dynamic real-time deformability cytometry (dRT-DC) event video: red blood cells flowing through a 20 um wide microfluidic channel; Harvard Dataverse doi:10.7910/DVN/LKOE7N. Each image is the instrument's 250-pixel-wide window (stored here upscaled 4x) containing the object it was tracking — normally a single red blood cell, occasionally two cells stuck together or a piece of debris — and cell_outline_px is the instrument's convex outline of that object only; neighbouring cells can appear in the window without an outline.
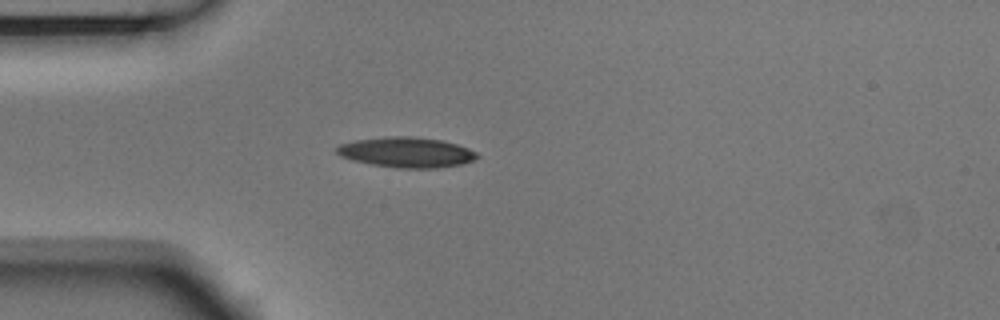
{"species": "Egyptian fruit bat (a non-hibernating species)", "species_latin": "Rousettus aegyptiacus", "temperature_condition": "room temperature", "stored_images_in_passage": 4, "camera_frame_rate_fps": 3000, "um_per_image_px": 0.085, "animal": {"sex": "male"}, "frame": {"image": 1, "passage_image": 3, "time_ms": 0.667, "image_size_px": [1000, 320], "cell_outline_px": [[480, 156], [476, 160], [460, 164], [436, 168], [396, 168], [372, 164], [352, 160], [340, 156], [336, 152], [336, 148], [340, 144], [356, 140], [384, 136], [412, 136], [444, 140], [468, 148], [476, 152]], "centroid_in_image_um": [34.56, 12.94], "position_along_channel_um": 50.4, "area_um2": 24.91}}